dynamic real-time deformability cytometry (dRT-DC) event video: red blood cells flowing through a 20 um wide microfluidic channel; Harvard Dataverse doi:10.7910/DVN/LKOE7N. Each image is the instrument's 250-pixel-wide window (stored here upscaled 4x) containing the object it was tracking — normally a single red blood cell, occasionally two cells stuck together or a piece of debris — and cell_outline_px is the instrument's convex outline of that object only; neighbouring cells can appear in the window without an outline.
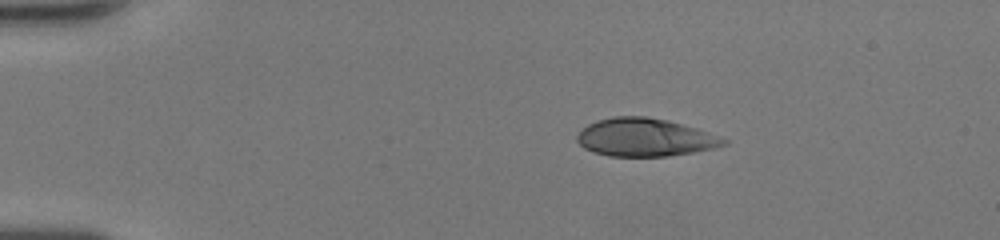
{"species": "human", "species_latin": "Homo sapiens", "temperature_condition": "room temperature", "stored_images_in_passage": 41, "camera_frame_rate_fps": 3000, "um_per_image_px": 0.085, "donor": {"sex": "female"}, "frame": {"image": 1, "passage_image": 1, "time_ms": 0.0, "image_size_px": [1000, 240], "cell_outline_px": [[728, 144], [712, 148], [692, 152], [668, 156], [608, 156], [592, 152], [584, 148], [576, 140], [576, 136], [588, 124], [596, 120], [612, 116], [648, 116], [668, 120], [696, 128], [728, 140]], "centroid_in_image_um": [54.78, 11.67], "position_along_channel_um": 30.2, "area_um2": 32.43}}
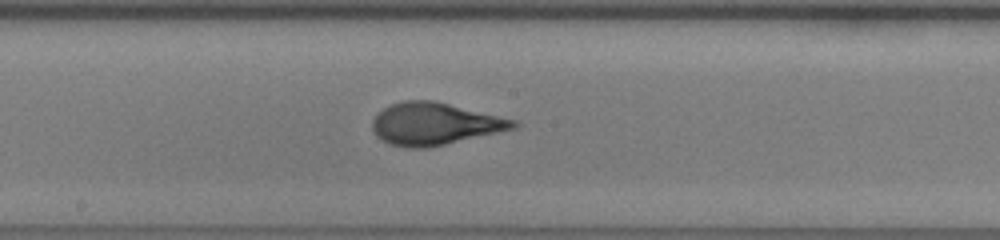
{"frame": {"image": 2, "passage_image": 19, "time_ms": 6.0, "image_size_px": [1000, 240], "cell_outline_px": [[520, 124], [516, 128], [428, 148], [408, 148], [388, 144], [376, 136], [372, 132], [372, 120], [384, 108], [392, 104], [404, 100], [436, 100], [516, 120]], "centroid_in_image_um": [36.94, 10.53], "position_along_channel_um": 211.3, "area_um2": 34.8}}
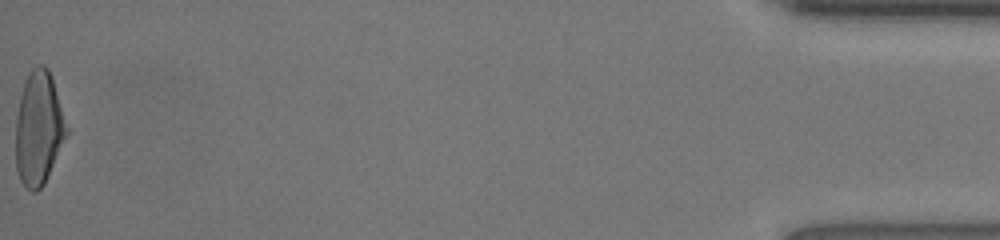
{"frame": {"image": 3, "passage_image": 41, "time_ms": 13.333, "image_size_px": [1000, 240], "cell_outline_px": [[68, 136], [44, 184], [36, 192], [32, 192], [20, 180], [16, 172], [16, 116], [20, 96], [24, 80], [28, 72], [36, 64], [44, 64], [48, 68], [52, 76], [68, 128]], "centroid_in_image_um": [3.29, 10.89], "position_along_channel_um": 431.9, "area_um2": 34.16}, "authors_computed_cell_mechanics": {"area_um2": 34.102, "velocity_mm_per_s": 4.2894, "shape_relaxation_time_tau1_ms": 4.524, "shape_relaxation_time_tau2_ms": null, "deformation_change_tau1": 0.2173, "deformation_change_tau2": null}}